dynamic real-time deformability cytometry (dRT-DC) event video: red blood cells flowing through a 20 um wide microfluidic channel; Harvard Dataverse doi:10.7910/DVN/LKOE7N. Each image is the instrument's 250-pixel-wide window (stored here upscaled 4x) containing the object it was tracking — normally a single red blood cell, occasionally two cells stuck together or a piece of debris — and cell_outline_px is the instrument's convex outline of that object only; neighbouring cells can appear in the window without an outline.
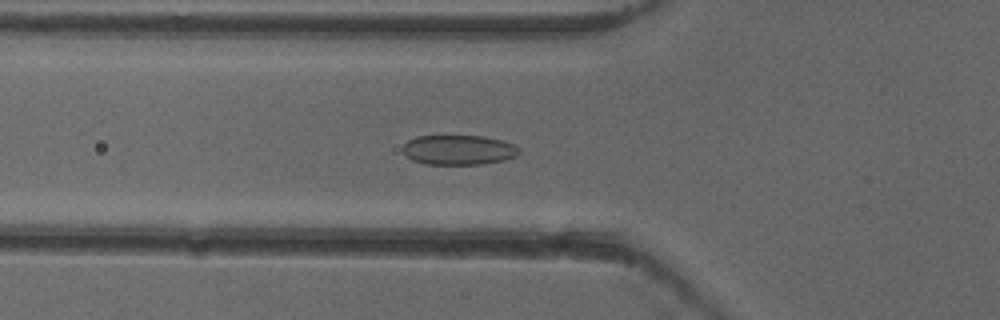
{"species": "common noctule bat (a hibernating species)", "species_latin": "Nyctalus noctula", "temperature_condition": "cold", "stored_images_in_passage": 42, "camera_frame_rate_fps": 3000, "um_per_image_px": 0.085, "animal": {"sex": "female"}, "frame": {"image": 1, "passage_image": 8, "time_ms": 2.333, "image_size_px": [1000, 320], "cell_outline_px": [[520, 152], [516, 156], [504, 160], [484, 164], [424, 164], [412, 160], [400, 148], [408, 140], [416, 136], [484, 136], [516, 144], [520, 148]], "centroid_in_image_um": [38.99, 12.74], "position_along_channel_um": 86.8, "area_um2": 20.35}}
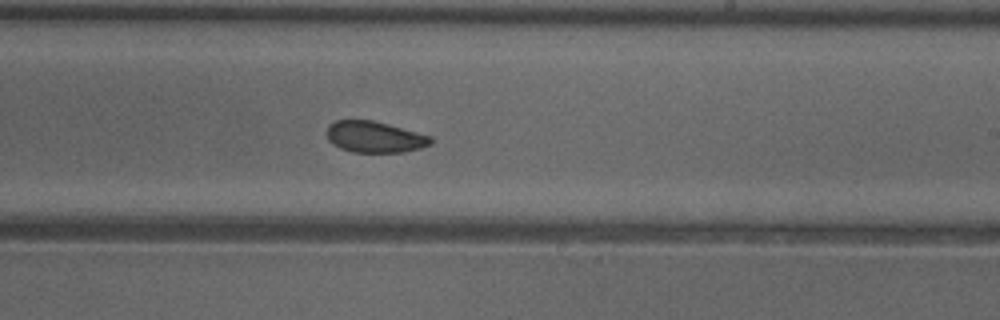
{"frame": {"image": 2, "passage_image": 21, "time_ms": 6.667, "image_size_px": [1000, 320], "cell_outline_px": [[432, 144], [420, 148], [404, 152], [352, 152], [340, 148], [332, 144], [328, 140], [328, 124], [336, 120], [372, 120], [388, 124], [432, 136]], "centroid_in_image_um": [31.85, 11.64], "position_along_channel_um": 257.2, "area_um2": 18.96}}
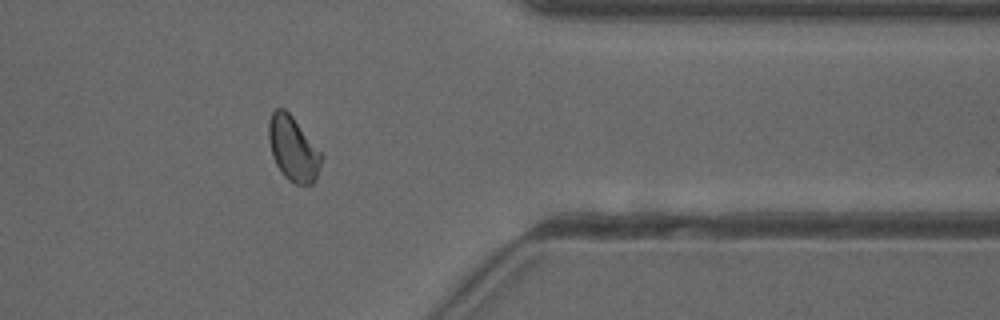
{"frame": {"image": 3, "passage_image": 32, "time_ms": 10.333, "image_size_px": [1000, 320], "cell_outline_px": [[324, 156], [316, 180], [312, 184], [296, 184], [288, 180], [284, 176], [276, 164], [272, 156], [268, 140], [268, 120], [272, 112], [276, 108], [284, 108], [292, 116]], "centroid_in_image_um": [24.91, 12.65], "position_along_channel_um": 386.5, "area_um2": 19.94}, "authors_computed_cell_mechanics": {"area_um2": 19.6231, "velocity_mm_per_s": 3.919, "shape_relaxation_time_tau1_ms": 4.7508, "shape_relaxation_time_tau2_ms": 2.1567, "deformation_change_tau1": 0.0846, "deformation_change_tau2": 0.0556}}